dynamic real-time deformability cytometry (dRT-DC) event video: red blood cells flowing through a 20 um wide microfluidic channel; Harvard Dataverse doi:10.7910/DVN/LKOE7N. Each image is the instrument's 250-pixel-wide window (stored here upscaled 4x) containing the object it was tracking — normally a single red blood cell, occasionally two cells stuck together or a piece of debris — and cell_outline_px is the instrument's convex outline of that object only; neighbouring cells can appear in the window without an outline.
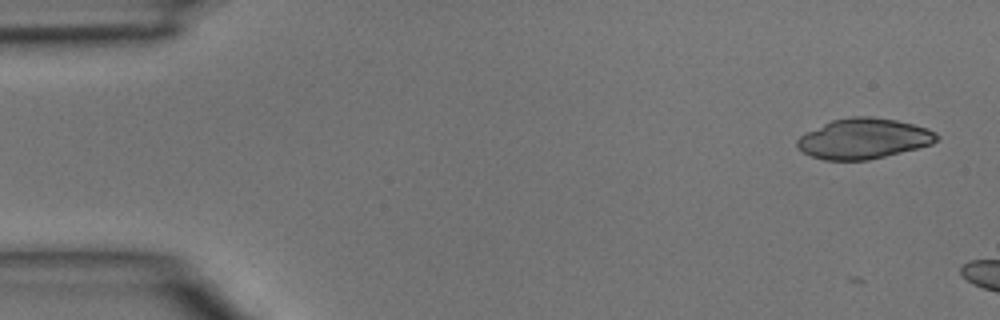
{"species": "common noctule bat (a hibernating species)", "species_latin": "Nyctalus noctula", "temperature_condition": "room temperature", "stored_images_in_passage": 8, "camera_frame_rate_fps": 3000, "um_per_image_px": 0.085, "animal": {"sex": "male", "body_mass_g": 15.6}, "frame": {"image": 1, "passage_image": 2, "time_ms": 0.333, "image_size_px": [1000, 320], "cell_outline_px": [[940, 136], [932, 144], [868, 160], [824, 160], [812, 156], [796, 148], [796, 140], [800, 136], [832, 120], [852, 116], [872, 116], [896, 120], [928, 128], [936, 132]], "centroid_in_image_um": [73.41, 11.78], "position_along_channel_um": 11.6, "area_um2": 32.6}}